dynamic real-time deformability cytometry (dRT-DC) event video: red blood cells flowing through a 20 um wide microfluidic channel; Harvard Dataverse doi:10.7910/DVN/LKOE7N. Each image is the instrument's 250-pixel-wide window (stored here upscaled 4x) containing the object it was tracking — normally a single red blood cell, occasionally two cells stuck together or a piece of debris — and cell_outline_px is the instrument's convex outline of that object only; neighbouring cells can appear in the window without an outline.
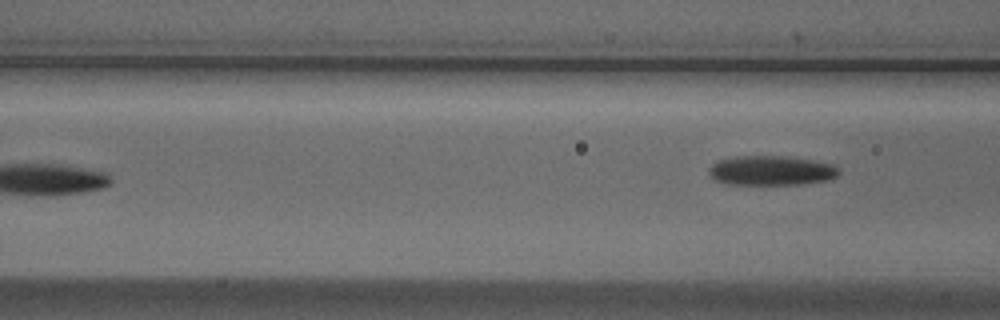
{"species": "Egyptian fruit bat (a non-hibernating species)", "species_latin": "Rousettus aegyptiacus", "temperature_condition": "cold", "stored_images_in_passage": 5, "camera_frame_rate_fps": 3000, "um_per_image_px": 0.085, "animal": {"sex": "male"}, "frame": {"image": 1, "passage_image": 5, "time_ms": 1.333, "image_size_px": [1000, 320], "cell_outline_px": [[840, 172], [832, 180], [800, 184], [728, 184], [716, 180], [708, 172], [708, 168], [716, 160], [736, 156], [788, 156], [836, 164], [840, 168]], "centroid_in_image_um": [65.6, 14.49], "position_along_channel_um": 101.0, "area_um2": 22.72}}